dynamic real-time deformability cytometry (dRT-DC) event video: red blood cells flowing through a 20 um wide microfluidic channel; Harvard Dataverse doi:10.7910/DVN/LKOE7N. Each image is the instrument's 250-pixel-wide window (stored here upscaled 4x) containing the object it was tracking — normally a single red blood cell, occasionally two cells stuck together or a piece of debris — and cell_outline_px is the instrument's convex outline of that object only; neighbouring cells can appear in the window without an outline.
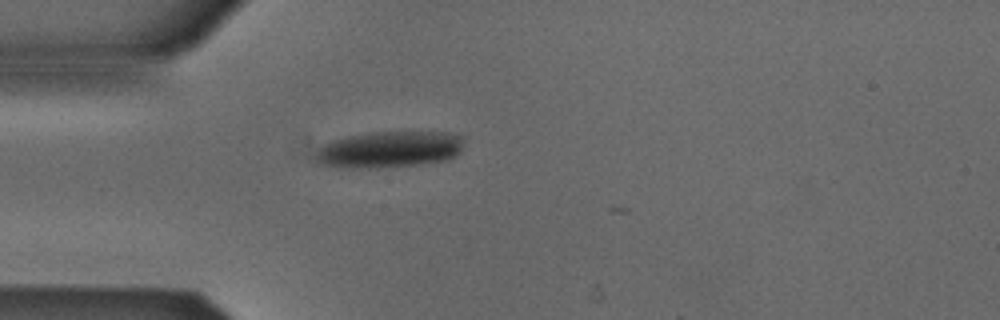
{"species": "Egyptian fruit bat (a non-hibernating species)", "species_latin": "Rousettus aegyptiacus", "temperature_condition": "cold", "stored_images_in_passage": 6, "camera_frame_rate_fps": 3000, "um_per_image_px": 0.085, "animal": {"sex": "male"}, "frame": {"image": 1, "passage_image": 1, "time_ms": 0.0, "image_size_px": [1000, 320], "cell_outline_px": [[460, 152], [456, 156], [448, 160], [416, 164], [380, 168], [336, 168], [316, 164], [316, 148], [332, 140], [372, 132], [448, 132], [460, 136]], "centroid_in_image_um": [33.0, 12.73], "position_along_channel_um": 52.0, "area_um2": 31.56}}
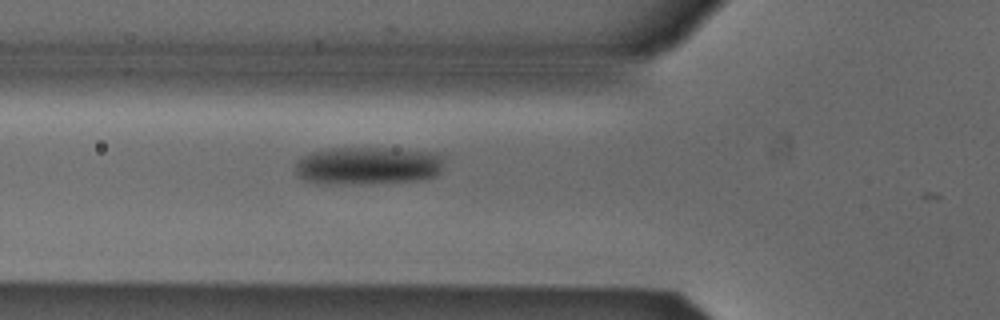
{"frame": {"image": 2, "passage_image": 5, "time_ms": 1.333, "image_size_px": [1000, 320], "cell_outline_px": [[444, 156], [440, 172], [436, 176], [416, 180], [336, 184], [320, 184], [304, 180], [296, 176], [296, 160], [312, 152], [328, 148], [384, 148], [436, 152]], "centroid_in_image_um": [31.24, 14.07], "position_along_channel_um": 94.6, "area_um2": 32.77}}